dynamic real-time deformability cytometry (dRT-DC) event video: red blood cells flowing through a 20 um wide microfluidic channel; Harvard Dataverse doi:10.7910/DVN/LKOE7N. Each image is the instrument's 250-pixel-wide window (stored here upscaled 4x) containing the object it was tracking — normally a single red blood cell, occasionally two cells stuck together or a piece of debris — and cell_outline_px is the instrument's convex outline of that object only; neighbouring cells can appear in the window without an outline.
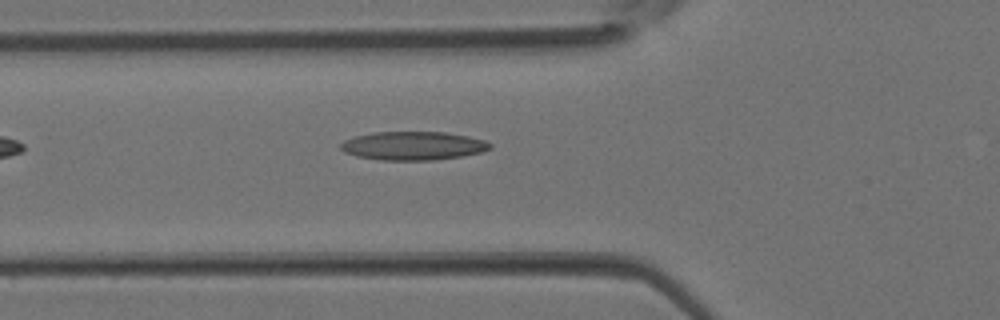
{"species": "Egyptian fruit bat (a non-hibernating species)", "species_latin": "Rousettus aegyptiacus", "temperature_condition": "room temperature", "stored_images_in_passage": 2, "camera_frame_rate_fps": 3000, "um_per_image_px": 0.085, "animal": {"sex": "female"}, "frame": {"image": 1, "passage_image": 2, "time_ms": 0.333, "image_size_px": [1000, 320], "cell_outline_px": [[492, 148], [480, 152], [460, 156], [432, 160], [380, 160], [356, 156], [344, 152], [340, 148], [340, 144], [344, 140], [356, 136], [372, 132], [444, 132], [468, 136], [484, 140], [492, 144]], "centroid_in_image_um": [35.09, 12.39], "position_along_channel_um": 90.7, "area_um2": 24.8}}